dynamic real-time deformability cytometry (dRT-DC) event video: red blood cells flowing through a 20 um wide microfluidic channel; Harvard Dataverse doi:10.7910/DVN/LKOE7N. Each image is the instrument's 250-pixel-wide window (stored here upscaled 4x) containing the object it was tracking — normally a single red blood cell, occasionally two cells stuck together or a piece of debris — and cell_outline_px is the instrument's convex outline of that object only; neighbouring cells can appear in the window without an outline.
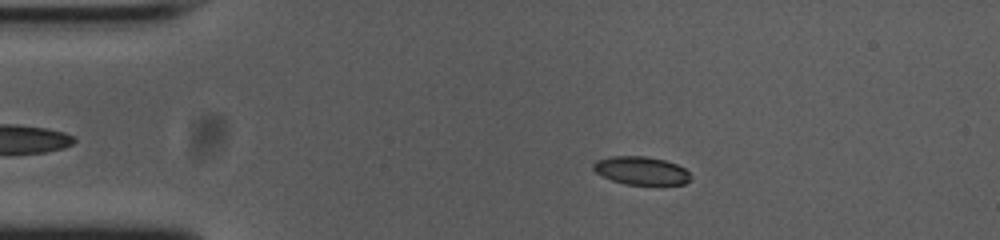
{"species": "common noctule bat (a hibernating species)", "species_latin": "Nyctalus noctula", "temperature_condition": "cold", "stored_images_in_passage": 47, "camera_frame_rate_fps": 3000, "um_per_image_px": 0.085, "animal": {"sex": "female", "body_mass_g": 23.0, "forearm_length_mm": 53.4}, "frame": {"image": 1, "passage_image": 10, "time_ms": 3.0, "image_size_px": [1000, 240], "cell_outline_px": [[692, 176], [684, 184], [624, 184], [612, 180], [596, 172], [592, 168], [592, 164], [596, 160], [612, 156], [644, 156], [664, 160], [676, 164], [684, 168]], "centroid_in_image_um": [54.48, 14.49], "position_along_channel_um": 30.5, "area_um2": 15.78}}
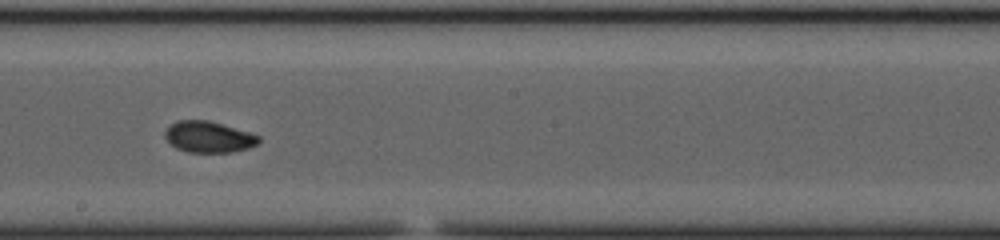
{"frame": {"image": 2, "passage_image": 30, "time_ms": 9.667, "image_size_px": [1000, 240], "cell_outline_px": [[260, 140], [256, 144], [248, 148], [232, 152], [188, 152], [176, 148], [164, 136], [164, 132], [176, 120], [208, 120], [248, 132], [260, 136]], "centroid_in_image_um": [17.72, 11.64], "position_along_channel_um": 230.5, "area_um2": 16.82}}
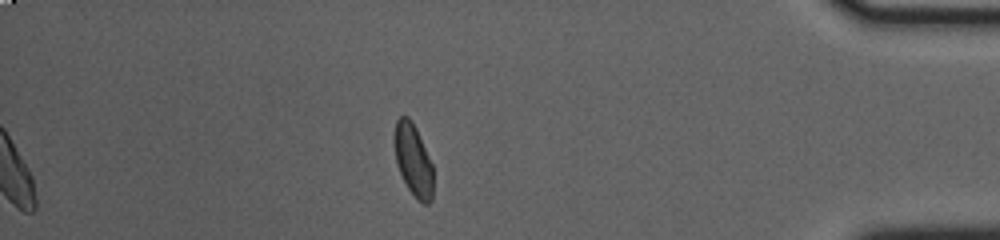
{"frame": {"image": 3, "passage_image": 47, "time_ms": 15.333, "image_size_px": [1000, 240], "cell_outline_px": [[432, 200], [428, 204], [424, 204], [416, 200], [408, 188], [396, 164], [396, 120], [400, 116], [408, 116], [416, 128], [432, 164]], "centroid_in_image_um": [35.15, 13.66], "position_along_channel_um": 400.1, "area_um2": 15.84}, "authors_computed_cell_mechanics": {"area_um2": 16.8198, "velocity_mm_per_s": 3.7412, "shape_relaxation_time_tau1_ms": 3.1527, "shape_relaxation_time_tau2_ms": 2.7031, "deformation_change_tau1": 0.0915, "deformation_change_tau2": 0.0611}}